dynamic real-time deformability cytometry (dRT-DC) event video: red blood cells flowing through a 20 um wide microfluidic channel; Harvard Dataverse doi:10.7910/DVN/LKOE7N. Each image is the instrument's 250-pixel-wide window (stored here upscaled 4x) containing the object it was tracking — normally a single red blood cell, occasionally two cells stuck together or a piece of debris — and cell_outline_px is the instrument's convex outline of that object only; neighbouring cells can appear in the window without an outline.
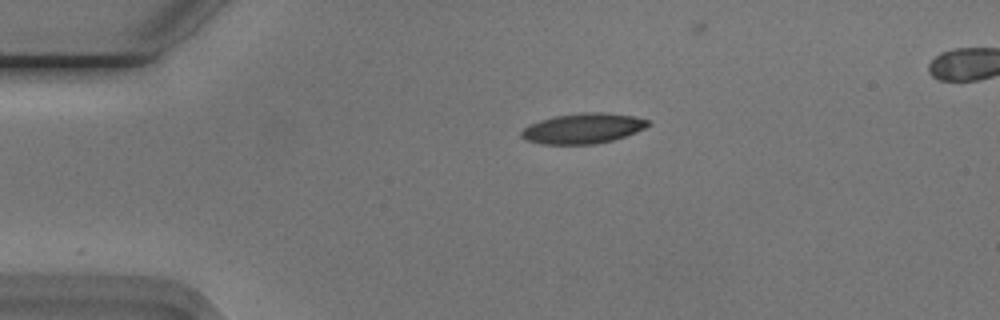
{"species": "Egyptian fruit bat (a non-hibernating species)", "species_latin": "Rousettus aegyptiacus", "temperature_condition": "cold", "stored_images_in_passage": 14, "camera_frame_rate_fps": 3000, "um_per_image_px": 0.085, "animal": {"sex": "male"}, "frame": {"image": 1, "passage_image": 1, "time_ms": 0.0, "image_size_px": [1000, 320], "cell_outline_px": [[652, 124], [636, 132], [612, 140], [596, 144], [540, 144], [524, 140], [520, 136], [520, 132], [528, 124], [552, 116], [584, 112], [608, 112], [636, 116], [648, 120]], "centroid_in_image_um": [49.53, 10.9], "position_along_channel_um": 35.5, "area_um2": 22.66}}
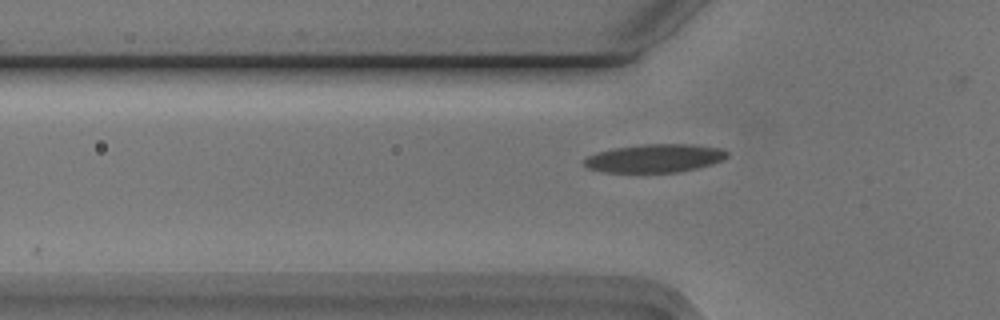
{"frame": {"image": 2, "passage_image": 7, "time_ms": 2.0, "image_size_px": [1000, 320], "cell_outline_px": [[728, 156], [724, 160], [712, 164], [696, 168], [676, 172], [604, 172], [588, 168], [580, 160], [596, 152], [612, 148], [644, 144], [688, 144], [720, 148], [728, 152]], "centroid_in_image_um": [55.62, 13.45], "position_along_channel_um": 70.2, "area_um2": 23.64}}
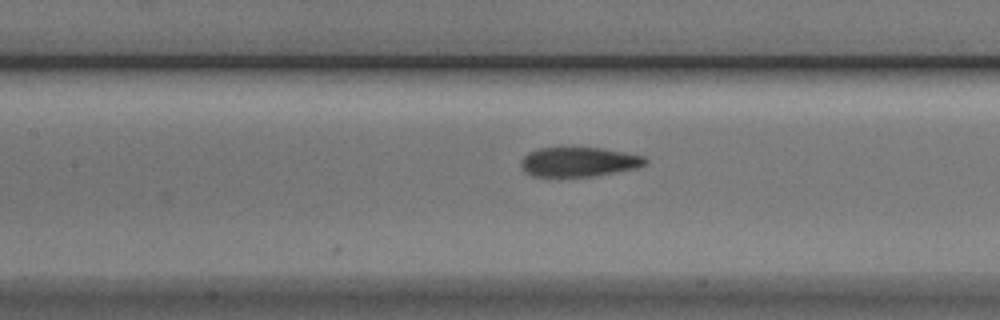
{"frame": {"image": 3, "passage_image": 14, "time_ms": 4.333, "image_size_px": [1000, 320], "cell_outline_px": [[648, 164], [636, 168], [596, 176], [532, 176], [524, 172], [520, 164], [520, 160], [528, 152], [540, 148], [560, 144], [600, 148], [624, 152], [644, 156], [648, 160]], "centroid_in_image_um": [49.16, 13.71], "position_along_channel_um": 158.2, "area_um2": 22.25}}